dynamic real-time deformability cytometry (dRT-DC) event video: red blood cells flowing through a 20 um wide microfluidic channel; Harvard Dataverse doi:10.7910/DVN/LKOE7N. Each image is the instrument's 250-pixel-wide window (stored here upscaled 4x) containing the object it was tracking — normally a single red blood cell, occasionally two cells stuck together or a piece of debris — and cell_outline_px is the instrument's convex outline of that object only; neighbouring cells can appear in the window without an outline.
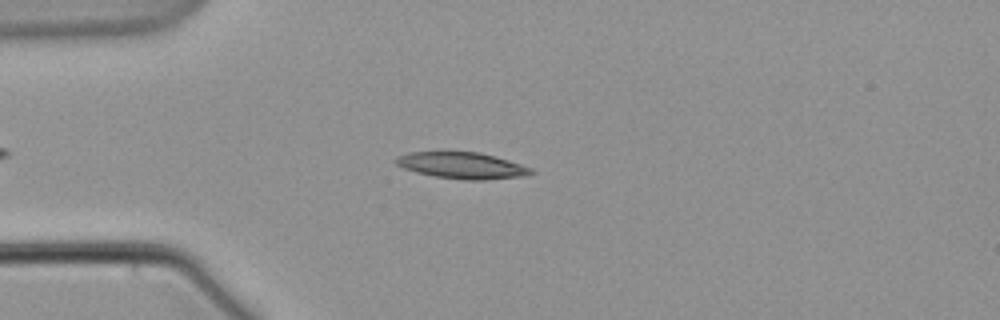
{"species": "common noctule bat (a hibernating species)", "species_latin": "Nyctalus noctula", "temperature_condition": "warm", "stored_images_in_passage": 48, "camera_frame_rate_fps": 3000, "um_per_image_px": 0.085, "animal": {"sex": "male", "body_mass_g": 21.5, "forearm_length_mm": 52.0}, "frame": {"image": 1, "passage_image": 10, "time_ms": 3.0, "image_size_px": [1000, 320], "cell_outline_px": [[536, 172], [524, 176], [484, 180], [464, 180], [436, 176], [416, 172], [404, 168], [396, 164], [392, 160], [396, 156], [408, 152], [480, 152], [496, 156], [532, 168]], "centroid_in_image_um": [39.26, 14.06], "position_along_channel_um": 45.7, "area_um2": 20.87}}
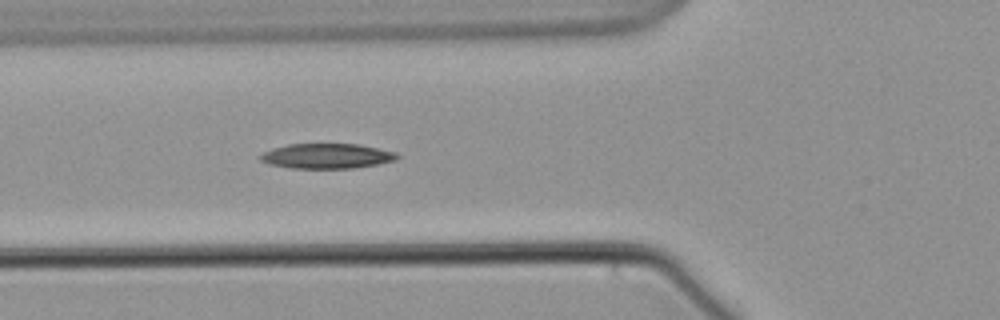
{"frame": {"image": 2, "passage_image": 16, "time_ms": 5.0, "image_size_px": [1000, 320], "cell_outline_px": [[400, 156], [396, 160], [376, 164], [352, 168], [292, 168], [268, 164], [260, 160], [260, 156], [264, 152], [272, 148], [288, 144], [360, 144], [396, 152]], "centroid_in_image_um": [27.78, 13.26], "position_along_channel_um": 98.0, "area_um2": 19.88}}
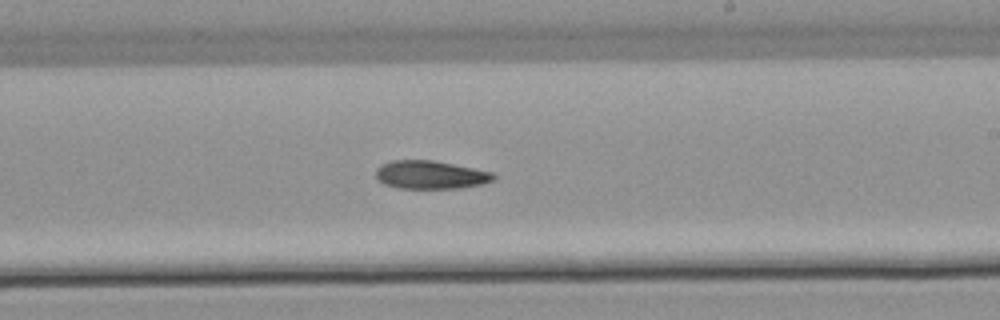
{"frame": {"image": 3, "passage_image": 29, "time_ms": 9.333, "image_size_px": [1000, 320], "cell_outline_px": [[496, 176], [492, 180], [480, 184], [460, 188], [396, 188], [384, 184], [376, 176], [376, 168], [380, 164], [392, 160], [432, 160], [492, 172]], "centroid_in_image_um": [36.54, 14.85], "position_along_channel_um": 252.5, "area_um2": 19.19}}